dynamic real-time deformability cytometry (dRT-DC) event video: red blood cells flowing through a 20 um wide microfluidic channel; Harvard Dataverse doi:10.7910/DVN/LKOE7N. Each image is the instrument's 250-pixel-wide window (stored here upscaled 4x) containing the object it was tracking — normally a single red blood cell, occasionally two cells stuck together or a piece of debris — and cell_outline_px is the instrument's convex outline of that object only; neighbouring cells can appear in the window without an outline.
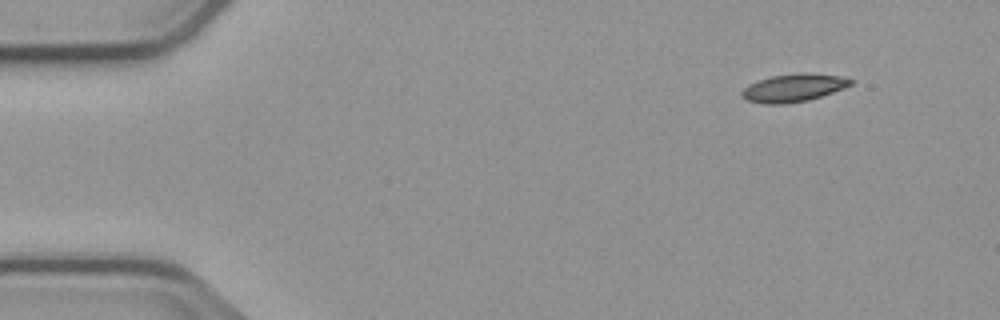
{"species": "common noctule bat (a hibernating species)", "species_latin": "Nyctalus noctula", "temperature_condition": "cold", "stored_images_in_passage": 3, "camera_frame_rate_fps": 3000, "um_per_image_px": 0.085, "animal": {"sex": "male", "body_mass_g": 23.1, "forearm_length_mm": 52.7}, "frame": {"image": 1, "passage_image": 1, "time_ms": 0.0, "image_size_px": [1000, 320], "cell_outline_px": [[856, 80], [852, 84], [844, 88], [808, 100], [784, 104], [764, 104], [748, 100], [740, 96], [740, 92], [748, 84], [772, 76], [840, 76]], "centroid_in_image_um": [67.39, 7.53], "position_along_channel_um": 17.6, "area_um2": 16.65}}
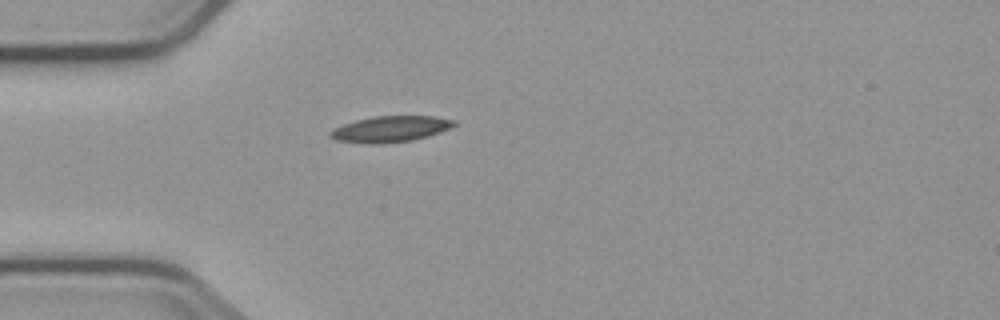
{"frame": {"image": 2, "passage_image": 3, "time_ms": 3.333, "image_size_px": [1000, 320], "cell_outline_px": [[456, 124], [452, 128], [428, 136], [412, 140], [380, 144], [368, 144], [336, 140], [328, 136], [328, 132], [332, 128], [356, 120], [376, 116], [436, 116], [456, 120]], "centroid_in_image_um": [33.18, 10.97], "position_along_channel_um": 51.8, "area_um2": 18.96}}